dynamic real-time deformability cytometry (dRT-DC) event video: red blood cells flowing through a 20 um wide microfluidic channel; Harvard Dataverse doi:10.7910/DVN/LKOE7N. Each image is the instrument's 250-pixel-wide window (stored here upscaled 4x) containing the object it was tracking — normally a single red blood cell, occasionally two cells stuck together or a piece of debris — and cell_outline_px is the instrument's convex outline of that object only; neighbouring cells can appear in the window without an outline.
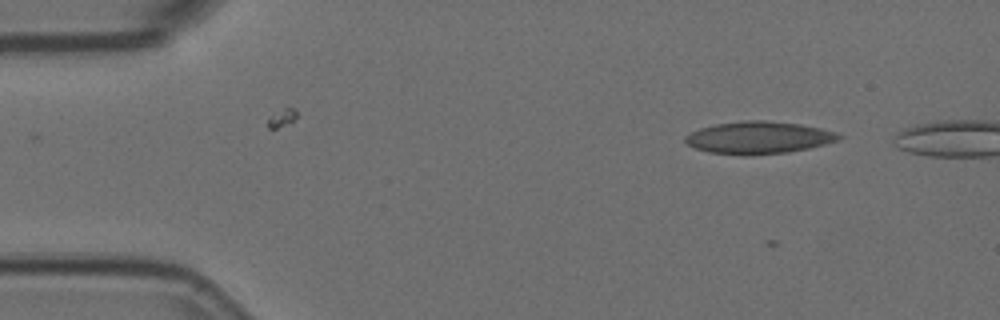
{"species": "Egyptian fruit bat (a non-hibernating species)", "species_latin": "Rousettus aegyptiacus", "temperature_condition": "room temperature", "stored_images_in_passage": 4, "camera_frame_rate_fps": 3000, "um_per_image_px": 0.085, "animal": {"sex": "female"}, "frame": {"image": 1, "passage_image": 1, "time_ms": 0.0, "image_size_px": [1000, 320], "cell_outline_px": [[844, 136], [836, 140], [824, 144], [808, 148], [788, 152], [708, 152], [696, 148], [688, 144], [684, 140], [684, 136], [700, 128], [716, 124], [744, 120], [768, 120], [800, 124], [820, 128], [836, 132]], "centroid_in_image_um": [64.51, 11.64], "position_along_channel_um": 20.5, "area_um2": 27.74}}